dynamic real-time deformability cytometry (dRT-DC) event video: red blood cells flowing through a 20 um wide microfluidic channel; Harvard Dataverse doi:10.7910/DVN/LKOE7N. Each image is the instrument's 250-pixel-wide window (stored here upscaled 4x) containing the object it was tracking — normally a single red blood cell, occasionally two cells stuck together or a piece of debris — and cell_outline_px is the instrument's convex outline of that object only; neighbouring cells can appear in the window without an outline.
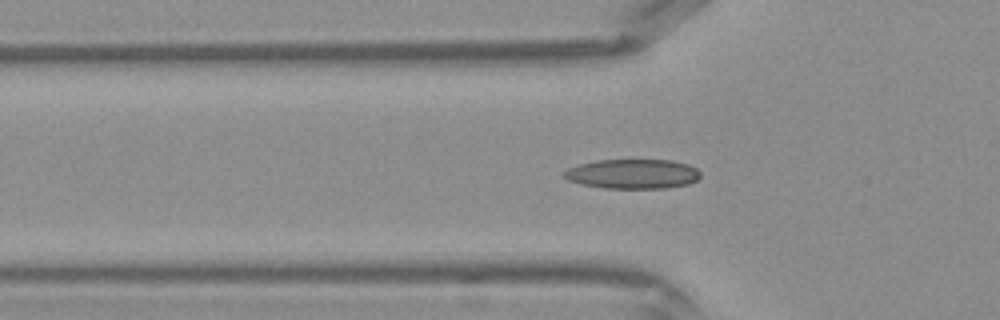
{"species": "Egyptian fruit bat (a non-hibernating species)", "species_latin": "Rousettus aegyptiacus", "temperature_condition": "warm", "stored_images_in_passage": 30, "camera_frame_rate_fps": 3000, "um_per_image_px": 0.085, "frame": {"image": 1, "passage_image": 2, "time_ms": 0.333, "image_size_px": [1000, 320], "cell_outline_px": [[700, 176], [696, 180], [688, 184], [664, 188], [604, 188], [584, 184], [568, 180], [564, 176], [564, 172], [568, 168], [580, 164], [596, 160], [672, 160], [688, 164], [696, 168], [700, 172]], "centroid_in_image_um": [53.8, 14.78], "position_along_channel_um": 72.0, "area_um2": 23.35}}
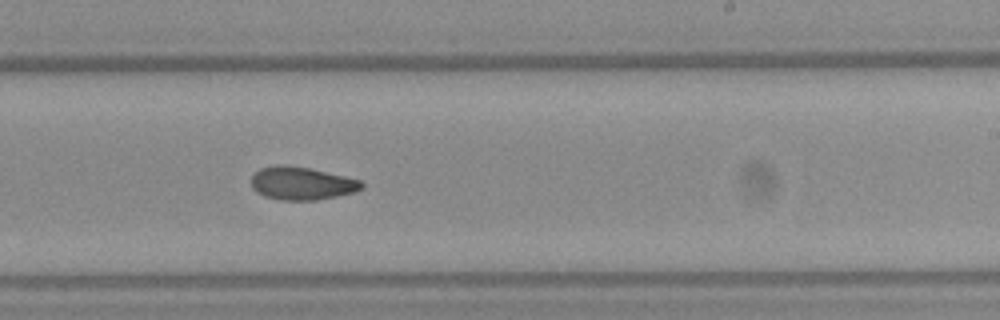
{"frame": {"image": 2, "passage_image": 14, "time_ms": 4.333, "image_size_px": [1000, 320], "cell_outline_px": [[364, 188], [352, 192], [336, 196], [316, 200], [280, 200], [264, 196], [256, 192], [252, 188], [252, 176], [260, 168], [308, 168], [344, 176], [360, 180], [364, 184]], "centroid_in_image_um": [25.68, 15.64], "position_along_channel_um": 263.3, "area_um2": 20.35}}
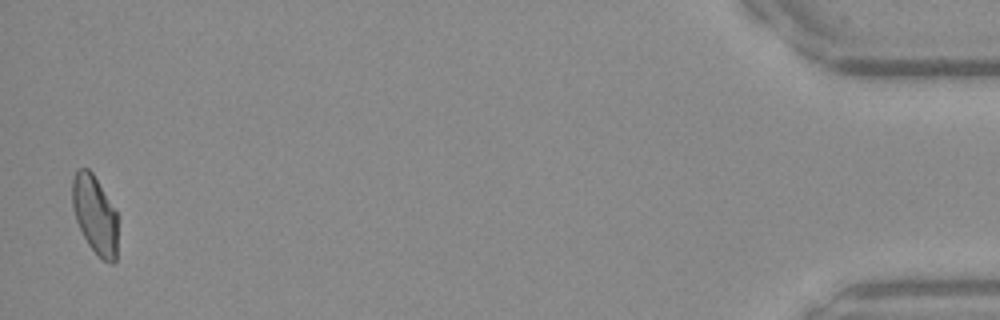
{"frame": {"image": 3, "passage_image": 30, "time_ms": 9.667, "image_size_px": [1000, 320], "cell_outline_px": [[116, 260], [112, 264], [108, 264], [88, 244], [76, 220], [72, 204], [72, 180], [76, 172], [80, 168], [88, 168], [92, 172], [116, 212]], "centroid_in_image_um": [8.05, 18.24], "position_along_channel_um": 427.2, "area_um2": 20.23}}